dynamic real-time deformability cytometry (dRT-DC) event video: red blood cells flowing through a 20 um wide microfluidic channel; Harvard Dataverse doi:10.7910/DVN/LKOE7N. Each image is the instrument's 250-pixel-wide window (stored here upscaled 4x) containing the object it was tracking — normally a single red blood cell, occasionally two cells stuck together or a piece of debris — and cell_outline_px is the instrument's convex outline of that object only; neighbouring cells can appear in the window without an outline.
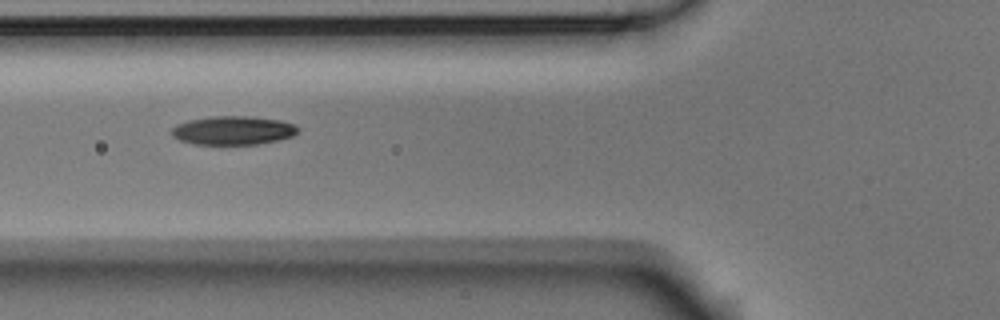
{"species": "Egyptian fruit bat (a non-hibernating species)", "species_latin": "Rousettus aegyptiacus", "temperature_condition": "room temperature", "stored_images_in_passage": 14, "camera_frame_rate_fps": 3000, "um_per_image_px": 0.085, "animal": {"sex": "male"}, "frame": {"image": 1, "passage_image": 5, "time_ms": 1.333, "image_size_px": [1000, 320], "cell_outline_px": [[300, 128], [292, 136], [280, 140], [256, 144], [196, 144], [180, 140], [172, 136], [172, 128], [176, 124], [188, 120], [212, 116], [248, 116], [280, 120], [292, 124]], "centroid_in_image_um": [19.8, 11.08], "position_along_channel_um": 106.0, "area_um2": 21.04}}
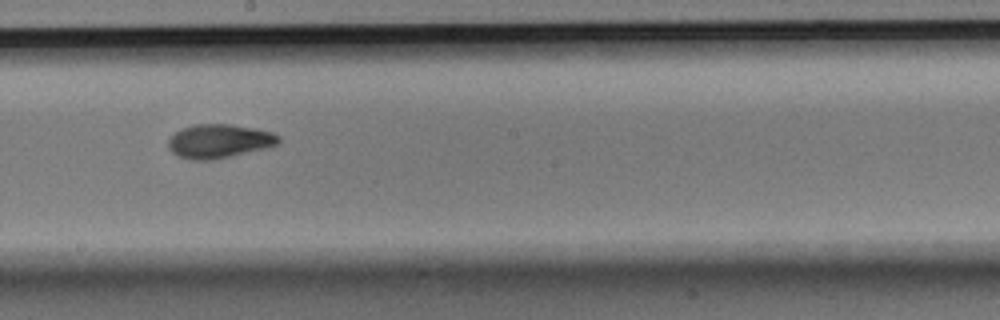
{"frame": {"image": 2, "passage_image": 8, "time_ms": 2.333, "image_size_px": [1000, 320], "cell_outline_px": [[280, 140], [276, 144], [264, 148], [212, 160], [192, 160], [180, 156], [172, 152], [168, 148], [168, 140], [180, 128], [196, 124], [232, 124], [256, 128], [272, 132], [280, 136]], "centroid_in_image_um": [18.61, 11.98], "position_along_channel_um": 229.6, "area_um2": 21.62}}
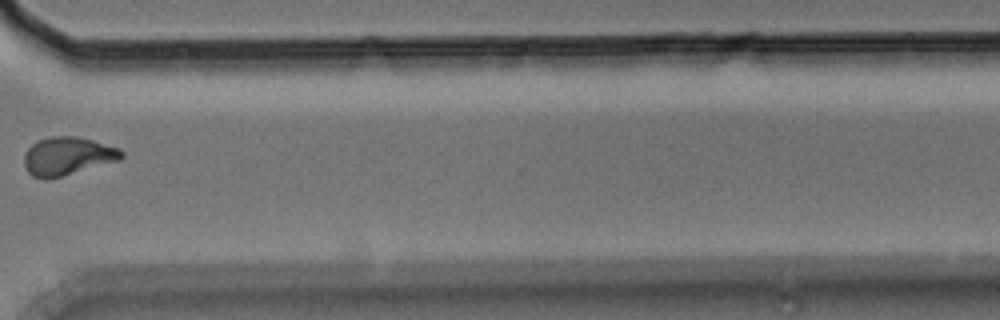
{"frame": {"image": 3, "passage_image": 11, "time_ms": 3.333, "image_size_px": [1000, 320], "cell_outline_px": [[124, 156], [120, 160], [60, 176], [44, 180], [32, 176], [28, 172], [24, 164], [24, 156], [28, 148], [36, 140], [52, 136], [76, 136], [92, 140], [120, 148], [124, 152]], "centroid_in_image_um": [5.73, 13.26], "position_along_channel_um": 364.9, "area_um2": 21.62}}